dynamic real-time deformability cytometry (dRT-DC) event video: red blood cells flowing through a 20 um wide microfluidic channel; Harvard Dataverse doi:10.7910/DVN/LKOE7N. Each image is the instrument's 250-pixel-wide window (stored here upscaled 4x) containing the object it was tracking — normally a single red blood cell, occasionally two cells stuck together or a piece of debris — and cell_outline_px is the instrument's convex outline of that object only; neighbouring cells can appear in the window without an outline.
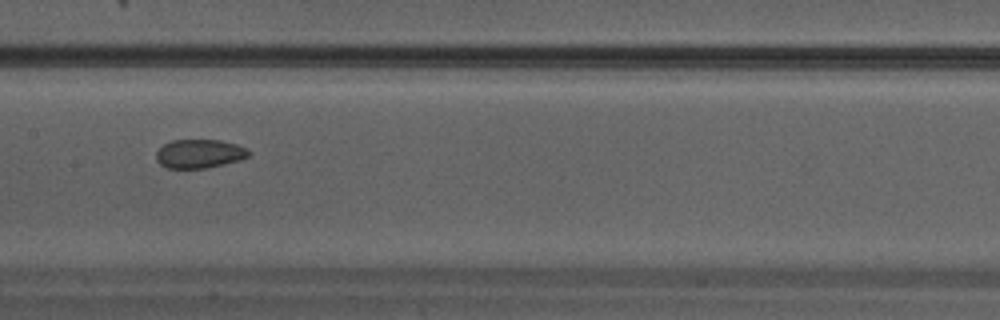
{"species": "Egyptian fruit bat (a non-hibernating species)", "species_latin": "Rousettus aegyptiacus", "temperature_condition": "warm", "stored_images_in_passage": 26, "camera_frame_rate_fps": 3000, "um_per_image_px": 0.085, "animal": {"sex": "male"}, "frame": {"image": 1, "passage_image": 8, "time_ms": 2.333, "image_size_px": [1000, 320], "cell_outline_px": [[252, 152], [248, 156], [240, 160], [224, 164], [204, 168], [168, 168], [160, 164], [156, 160], [156, 152], [164, 144], [172, 140], [220, 140], [236, 144], [248, 148]], "centroid_in_image_um": [16.97, 13.06], "position_along_channel_um": 190.4, "area_um2": 15.55}}